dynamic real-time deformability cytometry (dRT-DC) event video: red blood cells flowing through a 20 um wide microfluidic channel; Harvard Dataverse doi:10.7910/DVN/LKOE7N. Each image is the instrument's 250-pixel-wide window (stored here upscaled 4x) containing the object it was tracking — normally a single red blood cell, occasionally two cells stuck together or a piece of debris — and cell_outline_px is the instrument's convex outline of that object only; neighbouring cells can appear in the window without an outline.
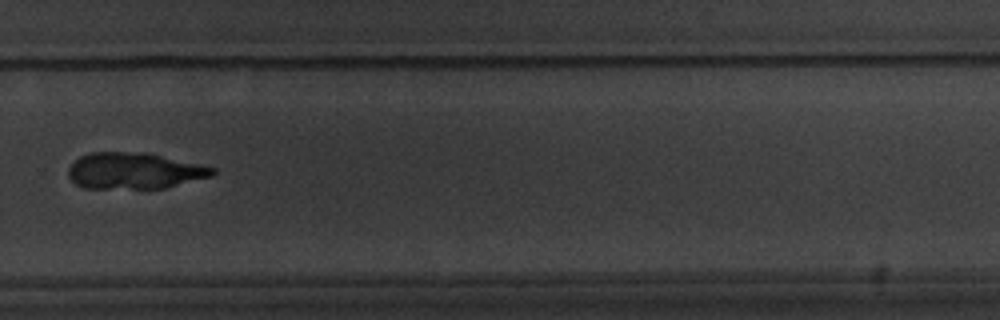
{"species": "common noctule bat (a hibernating species)", "species_latin": "Nyctalus noctula", "temperature_condition": "warm", "stored_images_in_passage": 18, "camera_frame_rate_fps": 3000, "um_per_image_px": 0.085, "animal": {"sex": "male", "body_mass_g": 20.1, "forearm_length_mm": 53.5}, "frame": {"image": 1, "passage_image": 13, "time_ms": 14.0, "image_size_px": [1000, 320], "cell_outline_px": [[216, 172], [212, 176], [164, 188], [84, 188], [76, 184], [68, 176], [68, 168], [80, 156], [92, 152], [144, 152], [216, 168]], "centroid_in_image_um": [11.4, 14.52], "position_along_channel_um": 318.4, "area_um2": 30.23}, "authors_computed_cell_mechanics": {"area_um2": 18.3515, "velocity_mm_per_s": 3.3762, "shape_relaxation_time_tau1_ms": 2.0747, "shape_relaxation_time_tau2_ms": 6.1926, "deformation_change_tau1": 0.127, "deformation_change_tau2": 0.1003}}